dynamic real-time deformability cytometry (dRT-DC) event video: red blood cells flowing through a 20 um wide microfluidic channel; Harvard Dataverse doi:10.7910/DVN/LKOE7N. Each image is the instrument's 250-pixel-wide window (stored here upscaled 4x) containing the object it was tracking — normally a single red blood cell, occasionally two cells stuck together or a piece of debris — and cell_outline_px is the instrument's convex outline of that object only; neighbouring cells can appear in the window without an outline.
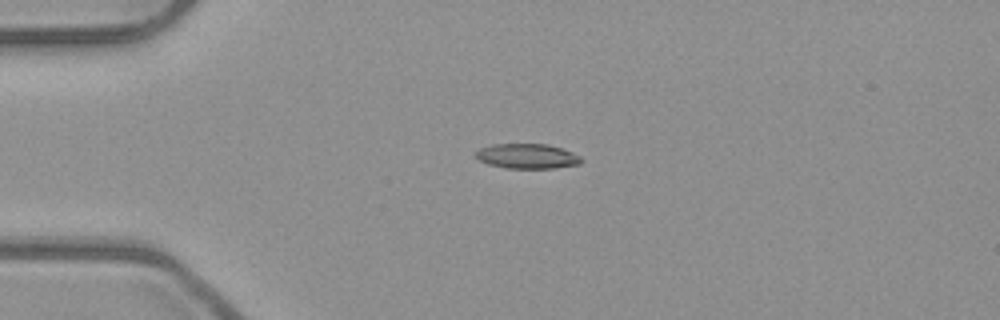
{"species": "common noctule bat (a hibernating species)", "species_latin": "Nyctalus noctula", "temperature_condition": "room temperature", "stored_images_in_passage": 4, "camera_frame_rate_fps": 3000, "um_per_image_px": 0.085, "animal": {"sex": "male", "body_mass_g": 23.1, "forearm_length_mm": 52.7}, "frame": {"image": 1, "passage_image": 4, "time_ms": 1.0, "image_size_px": [1000, 320], "cell_outline_px": [[584, 160], [580, 164], [552, 168], [504, 168], [488, 164], [476, 160], [472, 156], [480, 148], [492, 144], [548, 144], [572, 152], [580, 156]], "centroid_in_image_um": [44.76, 13.28], "position_along_channel_um": 40.2, "area_um2": 15.49}}